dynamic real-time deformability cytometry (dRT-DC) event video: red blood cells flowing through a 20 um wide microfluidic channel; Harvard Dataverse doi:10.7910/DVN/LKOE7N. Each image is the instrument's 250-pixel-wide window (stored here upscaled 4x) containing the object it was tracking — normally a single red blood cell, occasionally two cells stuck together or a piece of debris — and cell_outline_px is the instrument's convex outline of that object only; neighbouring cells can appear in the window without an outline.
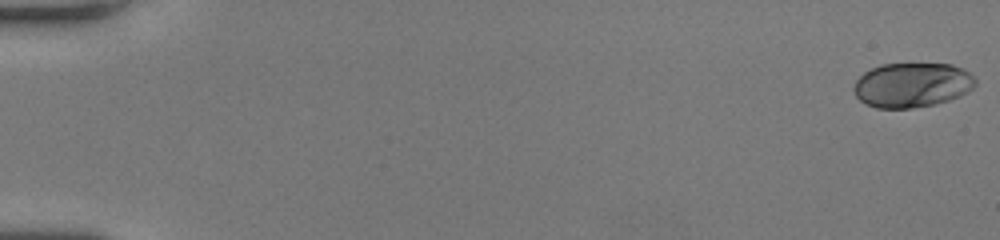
{"species": "human", "species_latin": "Homo sapiens", "temperature_condition": "room temperature", "stored_images_in_passage": 54, "camera_frame_rate_fps": 3000, "um_per_image_px": 0.085, "donor": {"sex": "female"}, "frame": {"image": 1, "passage_image": 1, "time_ms": 0.0, "image_size_px": [1000, 240], "cell_outline_px": [[976, 84], [968, 92], [960, 96], [936, 104], [912, 108], [876, 108], [864, 104], [856, 96], [852, 88], [856, 80], [864, 72], [880, 64], [952, 64], [964, 68], [976, 80]], "centroid_in_image_um": [77.51, 7.23], "position_along_channel_um": 7.5, "area_um2": 31.85}}
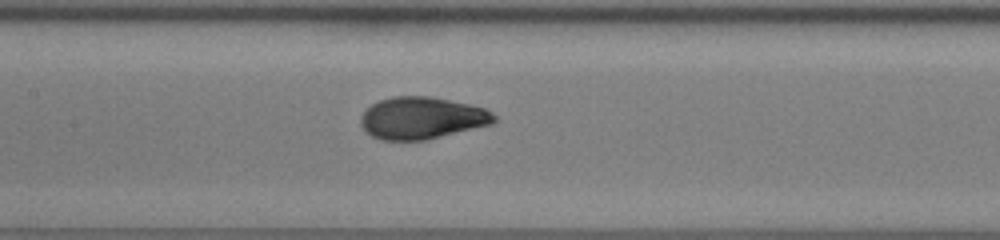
{"frame": {"image": 2, "passage_image": 28, "time_ms": 9.0, "image_size_px": [1000, 240], "cell_outline_px": [[500, 120], [492, 124], [424, 140], [380, 140], [372, 136], [360, 124], [360, 116], [372, 104], [380, 100], [392, 96], [432, 96], [468, 104], [484, 108], [492, 112]], "centroid_in_image_um": [35.87, 10.02], "position_along_channel_um": 171.5, "area_um2": 32.66}}
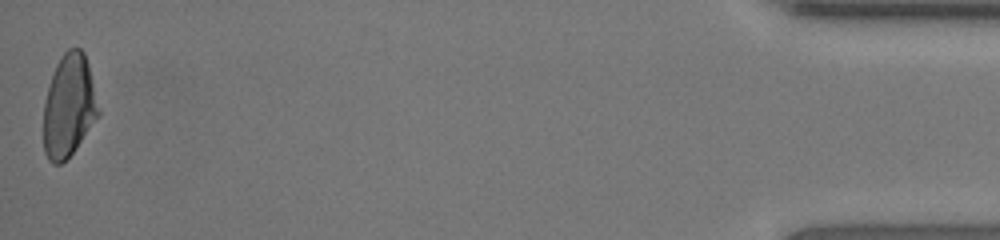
{"frame": {"image": 3, "passage_image": 54, "time_ms": 17.667, "image_size_px": [1000, 240], "cell_outline_px": [[100, 112], [72, 152], [60, 164], [52, 164], [48, 160], [44, 152], [44, 100], [56, 64], [60, 56], [68, 48], [80, 48], [84, 52], [88, 64]], "centroid_in_image_um": [5.83, 8.97], "position_along_channel_um": 429.4, "area_um2": 32.31}, "authors_computed_cell_mechanics": {"area_um2": 32.7148, "velocity_mm_per_s": 4.0005, "shape_relaxation_time_tau1_ms": 4.299, "shape_relaxation_time_tau2_ms": null, "deformation_change_tau1": 0.1772, "deformation_change_tau2": null}}